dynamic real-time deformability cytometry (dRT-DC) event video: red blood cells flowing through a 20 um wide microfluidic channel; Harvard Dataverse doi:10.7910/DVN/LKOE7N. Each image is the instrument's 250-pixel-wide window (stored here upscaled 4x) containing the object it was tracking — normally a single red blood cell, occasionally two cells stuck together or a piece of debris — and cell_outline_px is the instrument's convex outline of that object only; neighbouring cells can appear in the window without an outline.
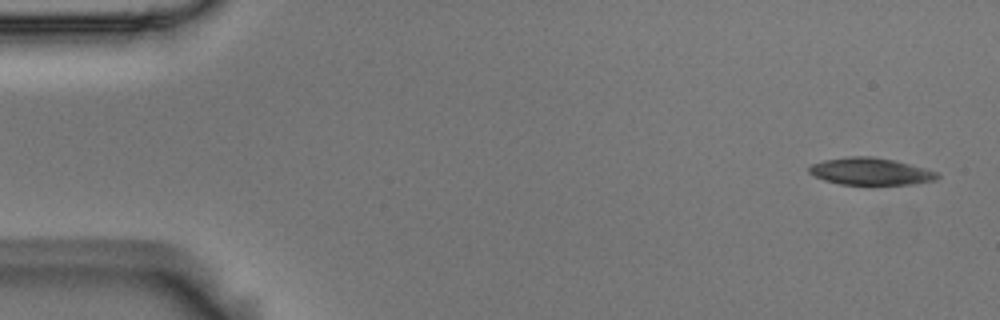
{"species": "Egyptian fruit bat (a non-hibernating species)", "species_latin": "Rousettus aegyptiacus", "temperature_condition": "room temperature", "stored_images_in_passage": 55, "camera_frame_rate_fps": 3000, "um_per_image_px": 0.085, "animal": {"sex": "male"}, "frame": {"image": 1, "passage_image": 2, "time_ms": 0.333, "image_size_px": [1000, 320], "cell_outline_px": [[940, 176], [936, 180], [912, 184], [840, 184], [824, 180], [808, 172], [808, 168], [812, 164], [824, 160], [848, 156], [872, 156], [892, 160], [908, 164], [936, 172]], "centroid_in_image_um": [73.96, 14.57], "position_along_channel_um": 11.0, "area_um2": 19.94}}
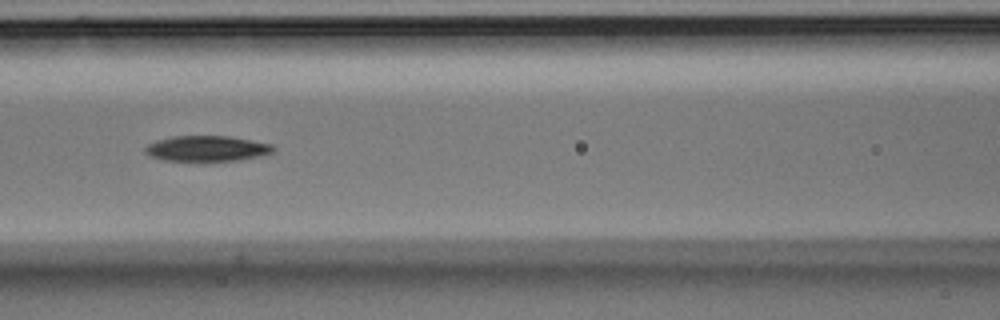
{"frame": {"image": 2, "passage_image": 23, "time_ms": 7.333, "image_size_px": [1000, 320], "cell_outline_px": [[276, 152], [264, 156], [240, 160], [164, 160], [152, 156], [144, 152], [144, 148], [148, 144], [156, 140], [172, 136], [228, 136], [272, 144], [276, 148]], "centroid_in_image_um": [17.65, 12.62], "position_along_channel_um": 149.0, "area_um2": 19.07}}
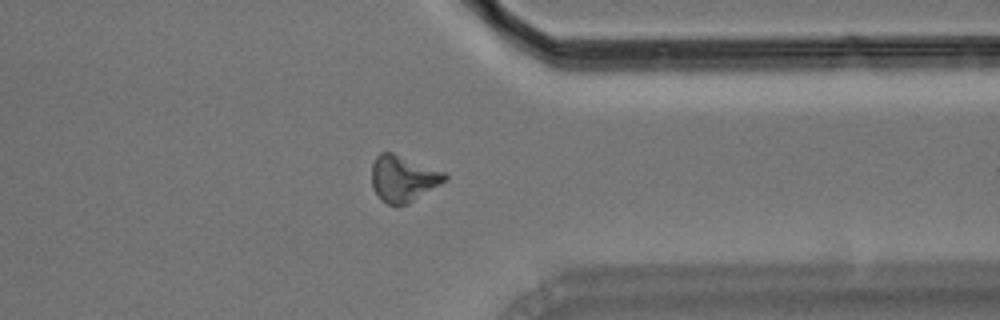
{"frame": {"image": 3, "passage_image": 42, "time_ms": 13.667, "image_size_px": [1000, 320], "cell_outline_px": [[448, 180], [408, 204], [396, 208], [380, 200], [372, 188], [372, 164], [376, 156], [380, 152], [392, 152], [448, 172]], "centroid_in_image_um": [34.29, 15.19], "position_along_channel_um": 377.1, "area_um2": 20.35}, "authors_computed_cell_mechanics": {"area_um2": 19.941, "velocity_mm_per_s": 3.6884, "shape_relaxation_time_tau1_ms": 2.8337, "shape_relaxation_time_tau2_ms": null, "deformation_change_tau1": 0.1085, "deformation_change_tau2": null}}